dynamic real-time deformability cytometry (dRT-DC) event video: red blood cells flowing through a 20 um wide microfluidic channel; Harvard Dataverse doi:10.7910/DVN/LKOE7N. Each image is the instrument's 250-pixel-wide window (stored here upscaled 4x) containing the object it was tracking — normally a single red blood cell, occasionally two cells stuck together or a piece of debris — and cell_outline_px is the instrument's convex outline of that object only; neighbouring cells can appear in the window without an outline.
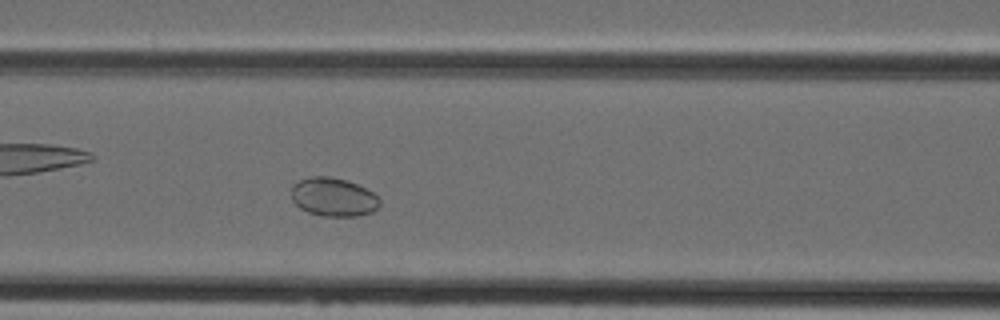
{"species": "Egyptian fruit bat (a non-hibernating species)", "species_latin": "Rousettus aegyptiacus", "temperature_condition": "cold", "stored_images_in_passage": 41, "camera_frame_rate_fps": 3000, "um_per_image_px": 0.085, "animal": {"sex": "female"}, "frame": {"image": 1, "passage_image": 13, "time_ms": 4.0, "image_size_px": [1000, 320], "cell_outline_px": [[380, 204], [372, 212], [356, 216], [320, 216], [308, 212], [300, 208], [292, 200], [292, 184], [300, 180], [312, 176], [328, 176], [348, 180], [372, 192], [380, 200]], "centroid_in_image_um": [28.32, 16.75], "position_along_channel_um": 138.3, "area_um2": 19.83}}
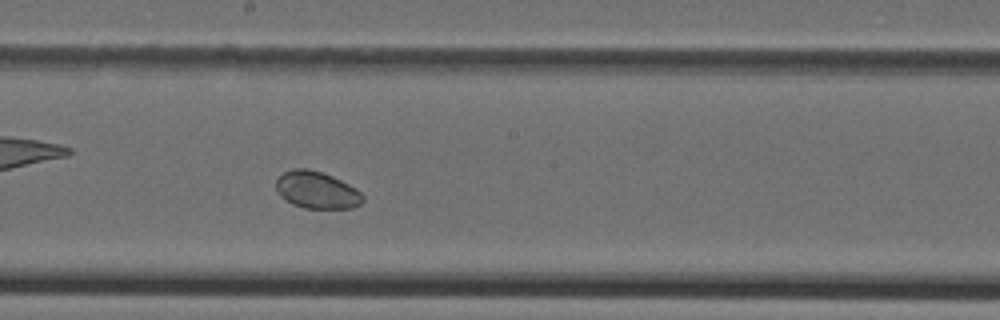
{"frame": {"image": 2, "passage_image": 19, "time_ms": 6.0, "image_size_px": [1000, 320], "cell_outline_px": [[364, 200], [360, 204], [352, 208], [304, 208], [292, 204], [284, 200], [276, 192], [276, 180], [284, 172], [292, 168], [308, 168], [324, 172], [356, 188], [364, 196]], "centroid_in_image_um": [26.9, 16.15], "position_along_channel_um": 221.3, "area_um2": 18.96}}
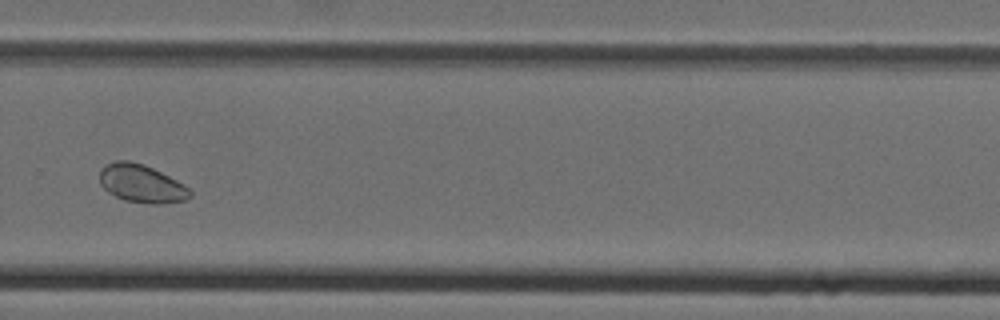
{"frame": {"image": 3, "passage_image": 26, "time_ms": 8.333, "image_size_px": [1000, 320], "cell_outline_px": [[192, 196], [188, 200], [164, 204], [152, 204], [124, 200], [108, 192], [100, 184], [100, 168], [116, 160], [128, 160], [144, 164], [184, 184], [192, 192]], "centroid_in_image_um": [12.05, 15.62], "position_along_channel_um": 317.8, "area_um2": 20.11}}